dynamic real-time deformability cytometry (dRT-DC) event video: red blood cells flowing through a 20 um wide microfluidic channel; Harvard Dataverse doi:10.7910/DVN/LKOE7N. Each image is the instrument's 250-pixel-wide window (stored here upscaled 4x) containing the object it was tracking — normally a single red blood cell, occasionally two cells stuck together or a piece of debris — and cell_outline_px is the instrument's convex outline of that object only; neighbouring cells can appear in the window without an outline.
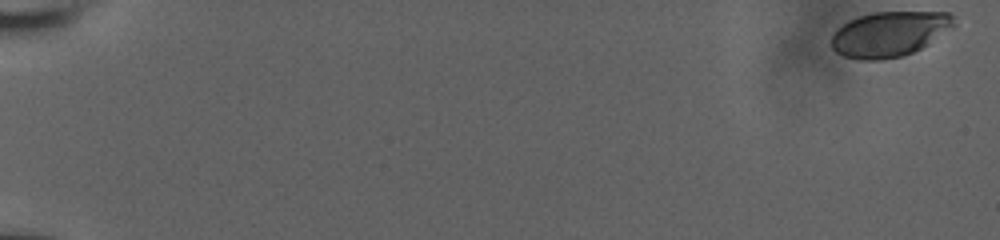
{"species": "human", "species_latin": "Homo sapiens", "temperature_condition": "room temperature", "stored_images_in_passage": 97, "camera_frame_rate_fps": 3000, "um_per_image_px": 0.085, "donor": {"sex": "male"}, "frame": {"image": 1, "passage_image": 1, "time_ms": 0.0, "image_size_px": [1000, 240], "cell_outline_px": [[956, 24], [952, 28], [928, 44], [912, 52], [900, 56], [884, 60], [856, 60], [844, 56], [836, 52], [832, 48], [832, 36], [844, 24], [860, 16], [876, 12], [948, 12], [956, 16]], "centroid_in_image_um": [75.65, 2.89], "position_along_channel_um": 9.3, "area_um2": 32.08}}
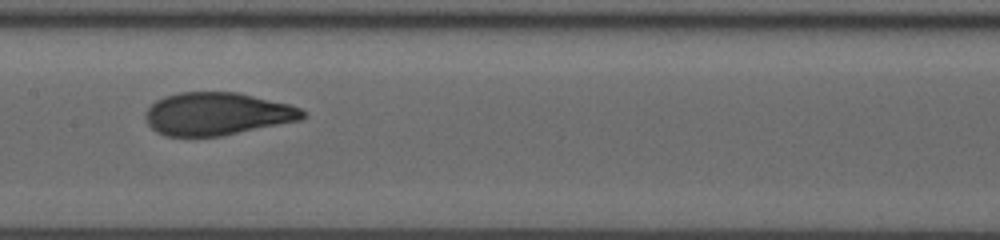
{"frame": {"image": 2, "passage_image": 48, "time_ms": 10.333, "image_size_px": [1000, 240], "cell_outline_px": [[308, 116], [300, 120], [224, 136], [164, 136], [156, 132], [148, 124], [144, 116], [144, 112], [156, 100], [164, 96], [180, 92], [236, 92], [288, 104], [300, 108], [308, 112]], "centroid_in_image_um": [18.45, 9.68], "position_along_channel_um": 188.9, "area_um2": 39.36}}
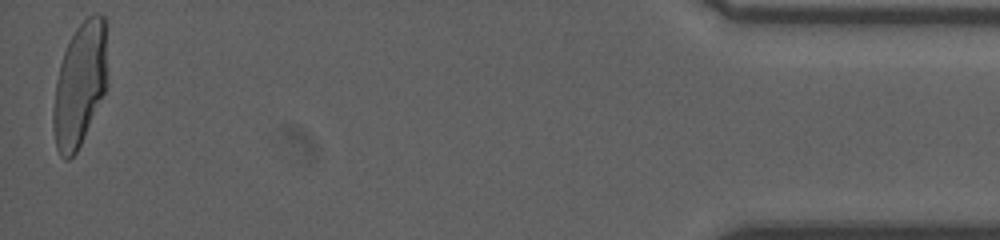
{"frame": {"image": 3, "passage_image": 96, "time_ms": 18.667, "image_size_px": [1000, 240], "cell_outline_px": [[108, 84], [84, 136], [76, 152], [68, 160], [64, 160], [60, 156], [56, 148], [52, 124], [52, 108], [56, 80], [60, 64], [64, 52], [76, 28], [88, 16], [96, 12], [104, 16], [108, 80]], "centroid_in_image_um": [6.77, 7.2], "position_along_channel_um": 428.4, "area_um2": 39.07}, "authors_computed_cell_mechanics": {"area_um2": 38.726, "velocity_mm_per_s": 3.8341, "shape_relaxation_time_tau1_ms": 5.1251, "shape_relaxation_time_tau2_ms": null, "deformation_change_tau1": 0.209, "deformation_change_tau2": null}}